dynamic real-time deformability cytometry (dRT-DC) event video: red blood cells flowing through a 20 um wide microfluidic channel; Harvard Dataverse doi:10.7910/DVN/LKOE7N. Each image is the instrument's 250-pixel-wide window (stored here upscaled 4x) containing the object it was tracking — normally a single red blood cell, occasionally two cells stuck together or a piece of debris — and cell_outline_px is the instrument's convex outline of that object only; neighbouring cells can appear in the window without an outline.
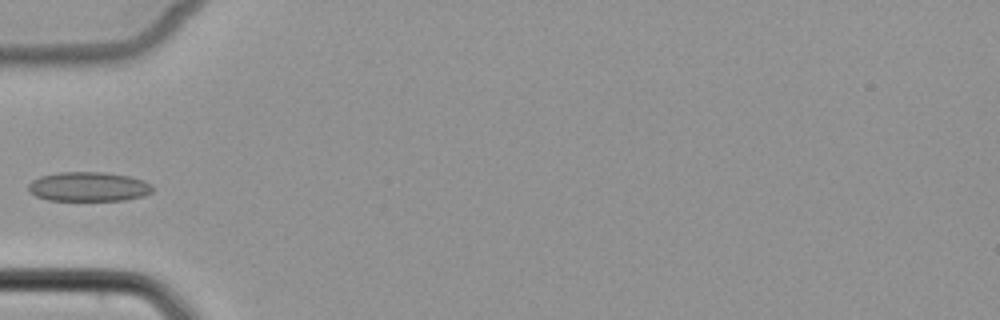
{"species": "common noctule bat (a hibernating species)", "species_latin": "Nyctalus noctula", "temperature_condition": "cold", "stored_images_in_passage": 6, "camera_frame_rate_fps": 3000, "um_per_image_px": 0.085, "animal": {"sex": "female", "body_mass_g": 22.7, "forearm_length_mm": 54.2}, "frame": {"image": 1, "passage_image": 6, "time_ms": 6.333, "image_size_px": [1000, 320], "cell_outline_px": [[152, 192], [144, 196], [124, 200], [48, 200], [36, 196], [28, 192], [28, 184], [32, 180], [40, 176], [56, 172], [104, 172], [128, 176], [144, 180], [152, 184]], "centroid_in_image_um": [7.51, 15.86], "position_along_channel_um": 77.5, "area_um2": 21.44}}